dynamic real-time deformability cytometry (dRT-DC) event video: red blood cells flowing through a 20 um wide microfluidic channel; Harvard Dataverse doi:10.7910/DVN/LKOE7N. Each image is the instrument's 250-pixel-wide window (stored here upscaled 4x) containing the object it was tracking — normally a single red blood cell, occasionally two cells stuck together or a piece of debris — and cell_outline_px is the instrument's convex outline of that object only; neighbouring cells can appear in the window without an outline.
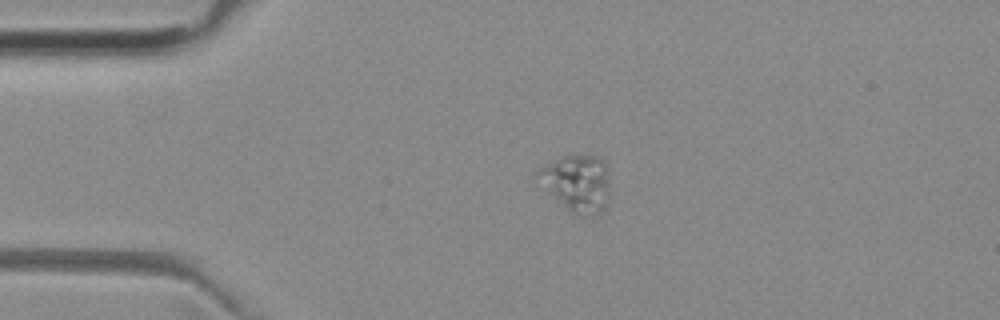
{"species": "common noctule bat (a hibernating species)", "species_latin": "Nyctalus noctula", "temperature_condition": "room temperature", "stored_images_in_passage": 42, "camera_frame_rate_fps": 3000, "um_per_image_px": 0.085, "animal": {"sex": "female", "body_mass_g": 29.2, "forearm_length_mm": 56.3}, "frame": {"image": 1, "passage_image": 1, "time_ms": 0.0, "image_size_px": [1000, 320], "cell_outline_px": [[608, 208], [604, 212], [592, 216], [584, 216], [572, 212], [548, 192], [536, 172], [540, 168], [564, 156], [596, 156], [604, 160], [608, 184]], "centroid_in_image_um": [49.11, 15.61], "position_along_channel_um": 35.9, "area_um2": 23.29}}
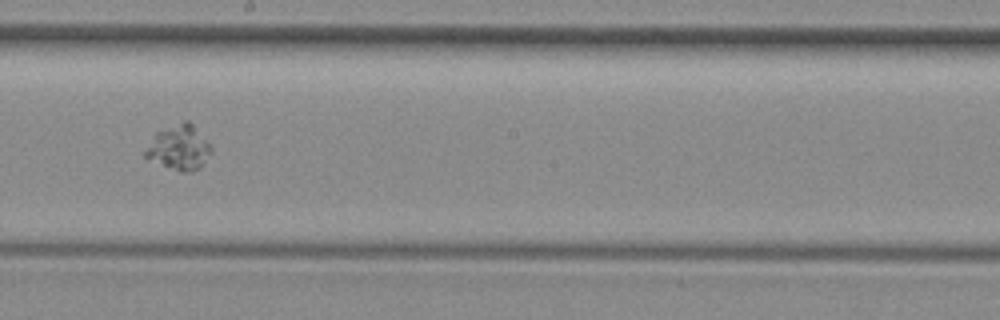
{"frame": {"image": 2, "passage_image": 19, "time_ms": 6.0, "image_size_px": [1000, 320], "cell_outline_px": [[212, 152], [204, 164], [200, 168], [192, 172], [180, 172], [144, 156], [144, 152], [156, 132], [184, 120], [188, 120], [212, 144]], "centroid_in_image_um": [15.28, 12.54], "position_along_channel_um": 232.9, "area_um2": 17.17}}
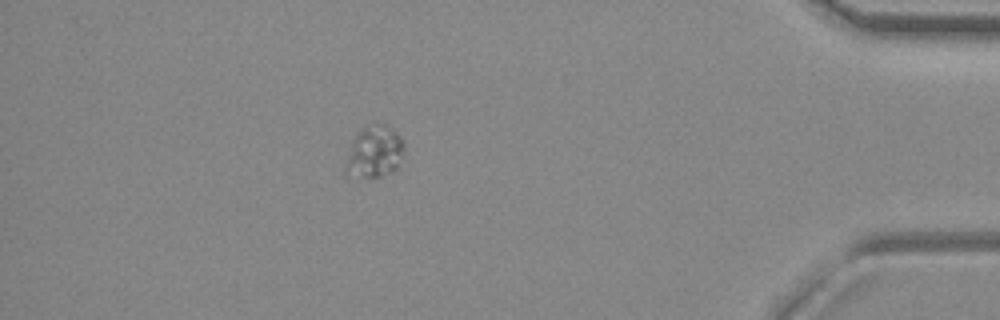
{"frame": {"image": 3, "passage_image": 36, "time_ms": 11.667, "image_size_px": [1000, 320], "cell_outline_px": [[404, 148], [396, 172], [380, 176], [360, 176], [344, 172], [344, 168], [348, 152], [352, 140], [360, 128], [364, 124], [372, 120], [376, 120], [388, 124], [404, 140]], "centroid_in_image_um": [31.84, 12.81], "position_along_channel_um": 403.4, "area_um2": 18.32}, "authors_computed_cell_mechanics": {"area_um2": 17.5712, "velocity_mm_per_s": 3.8748, "shape_relaxation_time_tau1_ms": 1.136, "shape_relaxation_time_tau2_ms": null, "deformation_change_tau1": null, "deformation_change_tau2": null}}